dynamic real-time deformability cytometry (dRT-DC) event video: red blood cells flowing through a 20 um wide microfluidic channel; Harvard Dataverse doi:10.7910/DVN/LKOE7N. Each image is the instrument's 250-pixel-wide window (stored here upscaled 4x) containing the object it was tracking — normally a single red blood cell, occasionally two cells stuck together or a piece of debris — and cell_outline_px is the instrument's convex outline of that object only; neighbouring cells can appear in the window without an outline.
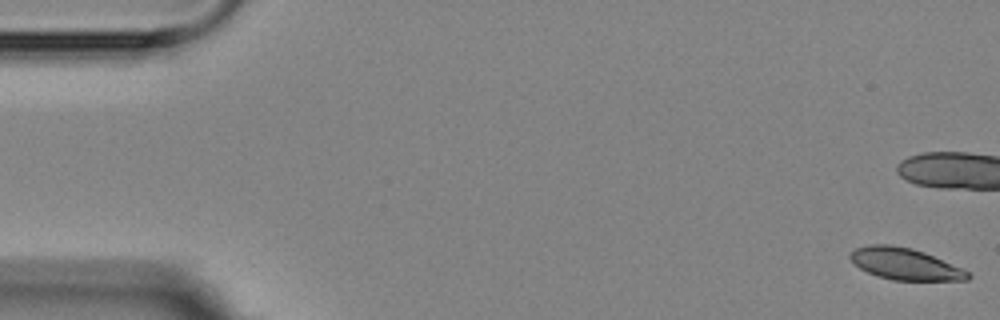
{"species": "Egyptian fruit bat (a non-hibernating species)", "species_latin": "Rousettus aegyptiacus", "temperature_condition": "room temperature", "stored_images_in_passage": 4, "camera_frame_rate_fps": 3000, "um_per_image_px": 0.085, "animal": {"sex": "female"}, "frame": {"image": 1, "passage_image": 1, "time_ms": 0.0, "image_size_px": [1000, 320], "cell_outline_px": [[972, 276], [968, 280], [892, 280], [868, 272], [860, 268], [848, 256], [856, 248], [872, 244], [888, 244], [912, 248], [924, 252], [960, 268], [968, 272]], "centroid_in_image_um": [76.92, 22.43], "position_along_channel_um": 8.1, "area_um2": 21.27}}